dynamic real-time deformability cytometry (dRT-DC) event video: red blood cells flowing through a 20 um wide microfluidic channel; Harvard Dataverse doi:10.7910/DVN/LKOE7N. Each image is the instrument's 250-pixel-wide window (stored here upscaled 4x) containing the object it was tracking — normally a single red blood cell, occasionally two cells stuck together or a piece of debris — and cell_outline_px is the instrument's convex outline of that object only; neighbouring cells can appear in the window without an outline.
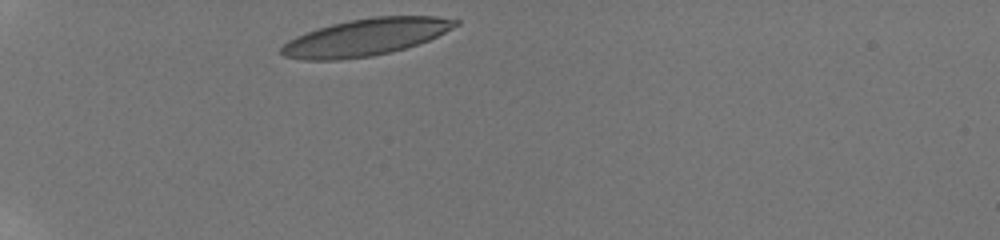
{"species": "human", "species_latin": "Homo sapiens", "temperature_condition": "room temperature", "stored_images_in_passage": 33, "camera_frame_rate_fps": 3000, "um_per_image_px": 0.085, "donor": {"sex": "male"}, "frame": {"image": 1, "passage_image": 1, "time_ms": 0.0, "image_size_px": [1000, 240], "cell_outline_px": [[460, 24], [428, 40], [392, 52], [372, 56], [340, 60], [304, 60], [284, 56], [280, 52], [280, 48], [288, 40], [296, 36], [332, 24], [348, 20], [376, 16], [436, 16], [460, 20]], "centroid_in_image_um": [31.08, 3.16], "position_along_channel_um": 53.9, "area_um2": 37.34}}
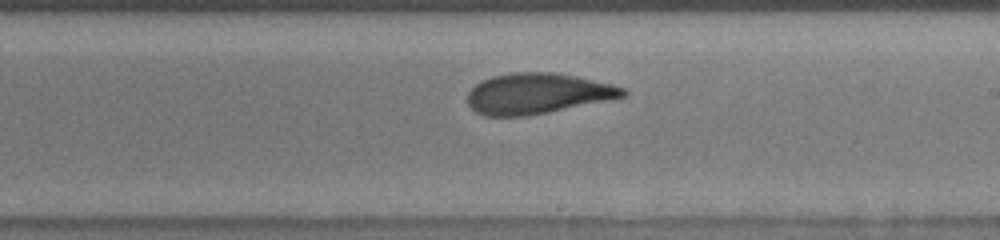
{"frame": {"image": 2, "passage_image": 19, "time_ms": 6.0, "image_size_px": [1000, 240], "cell_outline_px": [[628, 92], [624, 96], [608, 100], [528, 116], [484, 116], [476, 112], [468, 104], [468, 92], [480, 80], [492, 76], [512, 72], [552, 72], [576, 76], [612, 84], [624, 88]], "centroid_in_image_um": [45.66, 7.95], "position_along_channel_um": 243.3, "area_um2": 36.76}}
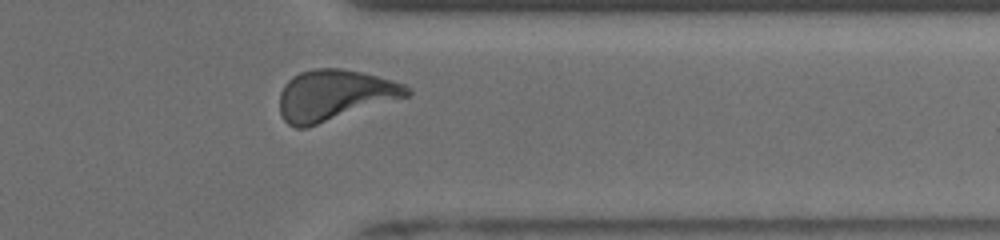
{"frame": {"image": 3, "passage_image": 30, "time_ms": 9.667, "image_size_px": [1000, 240], "cell_outline_px": [[412, 96], [308, 128], [296, 128], [288, 124], [284, 120], [280, 112], [280, 92], [284, 84], [292, 76], [300, 72], [316, 68], [340, 68], [360, 72], [392, 80], [404, 84], [412, 92]], "centroid_in_image_um": [28.45, 8.11], "position_along_channel_um": 382.9, "area_um2": 38.21}, "authors_computed_cell_mechanics": {"area_um2": 37.3388, "velocity_mm_per_s": 3.8105, "shape_relaxation_time_tau1_ms": 4.4292, "shape_relaxation_time_tau2_ms": 1.7665, "deformation_change_tau1": 0.1722, "deformation_change_tau2": 0.0874}}